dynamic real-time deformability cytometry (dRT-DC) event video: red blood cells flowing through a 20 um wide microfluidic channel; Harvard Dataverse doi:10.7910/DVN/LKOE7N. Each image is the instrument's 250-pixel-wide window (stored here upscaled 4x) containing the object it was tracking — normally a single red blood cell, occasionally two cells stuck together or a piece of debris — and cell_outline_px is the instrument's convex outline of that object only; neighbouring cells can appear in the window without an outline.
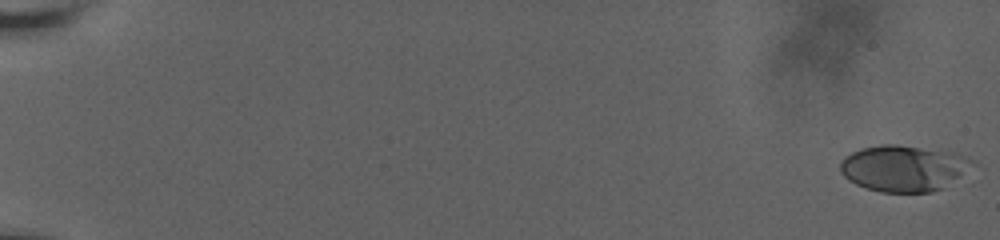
{"species": "human", "species_latin": "Homo sapiens", "temperature_condition": "room temperature", "stored_images_in_passage": 28, "camera_frame_rate_fps": 3000, "um_per_image_px": 0.085, "donor": {"sex": "male"}, "frame": {"image": 1, "passage_image": 1, "time_ms": 0.0, "image_size_px": [1000, 240], "cell_outline_px": [[976, 164], [940, 188], [932, 192], [880, 192], [856, 184], [848, 180], [840, 172], [840, 160], [844, 156], [860, 148], [880, 144], [896, 144], [952, 152], [972, 160]], "centroid_in_image_um": [76.73, 14.28], "position_along_channel_um": 8.3, "area_um2": 35.2}}
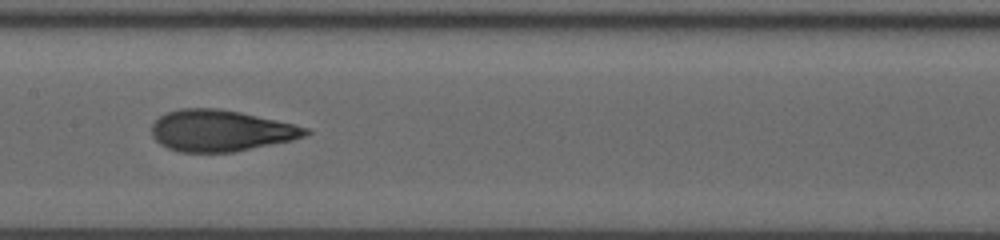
{"frame": {"image": 2, "passage_image": 16, "time_ms": 11.0, "image_size_px": [1000, 240], "cell_outline_px": [[312, 132], [304, 136], [292, 140], [232, 152], [180, 152], [168, 148], [160, 144], [152, 136], [152, 124], [160, 116], [168, 112], [180, 108], [220, 108], [240, 112], [276, 120], [308, 128]], "centroid_in_image_um": [18.74, 11.1], "position_along_channel_um": 188.7, "area_um2": 36.88}}
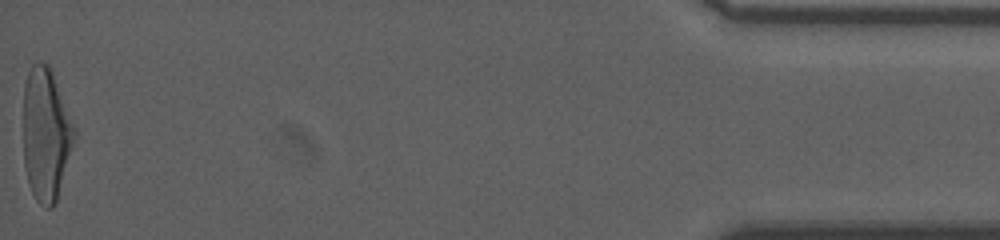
{"frame": {"image": 3, "passage_image": 28, "time_ms": 20.0, "image_size_px": [1000, 240], "cell_outline_px": [[76, 136], [56, 200], [52, 208], [44, 208], [36, 200], [32, 192], [28, 180], [24, 164], [24, 84], [28, 72], [32, 64], [40, 60], [48, 64], [52, 72], [76, 128]], "centroid_in_image_um": [3.91, 11.39], "position_along_channel_um": 431.3, "area_um2": 39.3}, "authors_computed_cell_mechanics": {"area_um2": 35.8649, "velocity_mm_per_s": 3.6574, "shape_relaxation_time_tau1_ms": null, "shape_relaxation_time_tau2_ms": 0.6926, "deformation_change_tau1": null, "deformation_change_tau2": 0.0683}}